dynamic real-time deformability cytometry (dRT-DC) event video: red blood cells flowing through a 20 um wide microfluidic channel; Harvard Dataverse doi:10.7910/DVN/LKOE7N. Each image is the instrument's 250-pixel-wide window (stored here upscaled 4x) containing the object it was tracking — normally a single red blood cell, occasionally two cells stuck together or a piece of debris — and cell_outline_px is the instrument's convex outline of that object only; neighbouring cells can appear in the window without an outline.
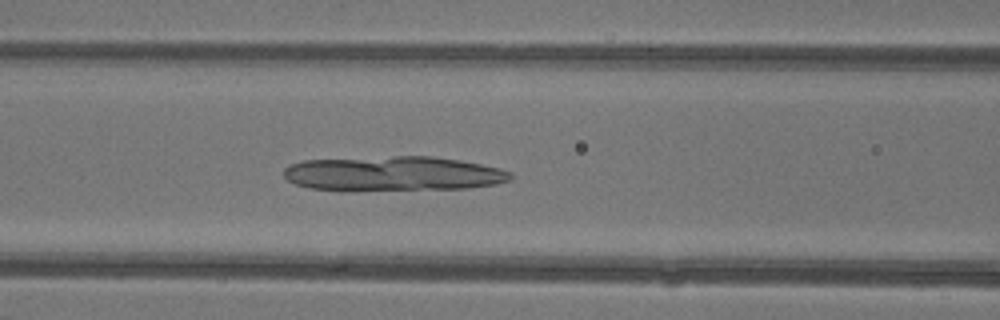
{"species": "common noctule bat (a hibernating species)", "species_latin": "Nyctalus noctula", "temperature_condition": "warm", "stored_images_in_passage": 44, "camera_frame_rate_fps": 3000, "um_per_image_px": 0.085, "animal": {"sex": "female"}, "frame": {"image": 1, "passage_image": 17, "time_ms": 5.333, "image_size_px": [1000, 320], "cell_outline_px": [[512, 180], [496, 184], [468, 188], [308, 188], [296, 184], [288, 180], [284, 176], [284, 168], [288, 164], [304, 160], [396, 156], [432, 156], [460, 160], [500, 168], [508, 172], [512, 176]], "centroid_in_image_um": [33.45, 14.72], "position_along_channel_um": 133.1, "area_um2": 44.45}}
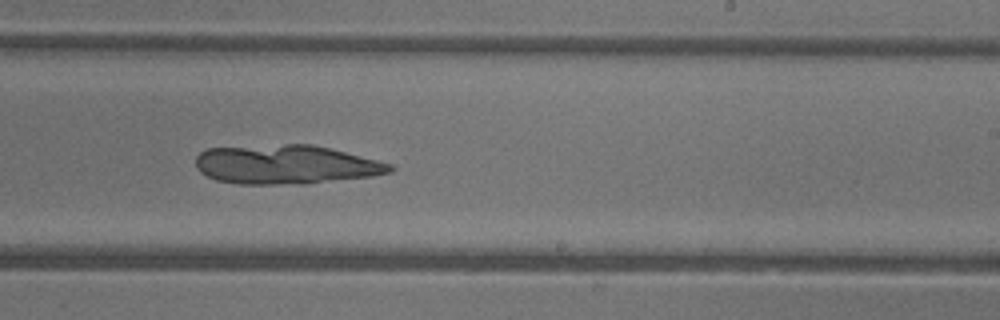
{"frame": {"image": 2, "passage_image": 26, "time_ms": 8.333, "image_size_px": [1000, 320], "cell_outline_px": [[396, 168], [392, 172], [372, 176], [304, 184], [236, 184], [216, 180], [200, 172], [196, 168], [196, 156], [200, 152], [208, 148], [284, 144], [312, 144], [392, 164]], "centroid_in_image_um": [24.28, 13.99], "position_along_channel_um": 264.7, "area_um2": 44.22}}
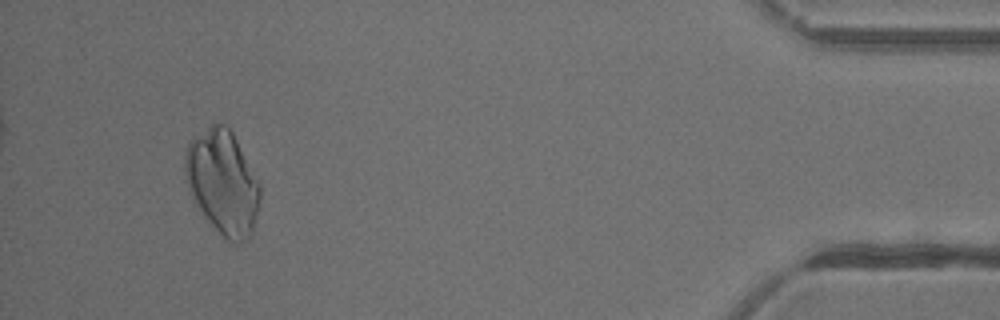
{"frame": {"image": 3, "passage_image": 41, "time_ms": 13.333, "image_size_px": [1000, 320], "cell_outline_px": [[260, 200], [252, 232], [248, 240], [244, 244], [232, 244], [204, 220], [192, 200], [184, 172], [184, 160], [188, 144], [196, 136], [212, 124], [224, 124], [232, 132], [260, 184]], "centroid_in_image_um": [18.92, 15.58], "position_along_channel_um": 416.3, "area_um2": 45.72}}